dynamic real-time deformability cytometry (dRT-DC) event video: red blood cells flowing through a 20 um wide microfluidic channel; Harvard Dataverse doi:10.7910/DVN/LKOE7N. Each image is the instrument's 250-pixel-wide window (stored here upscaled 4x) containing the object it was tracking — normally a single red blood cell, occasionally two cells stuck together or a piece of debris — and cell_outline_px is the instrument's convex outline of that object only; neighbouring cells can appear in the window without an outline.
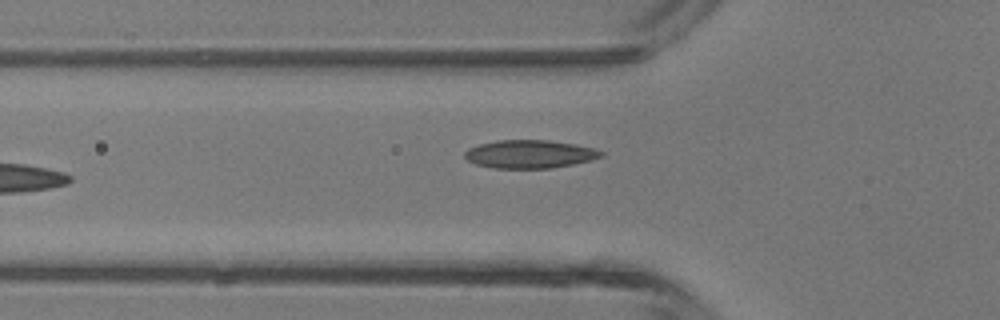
{"species": "common noctule bat (a hibernating species)", "species_latin": "Nyctalus noctula", "temperature_condition": "room temperature", "stored_images_in_passage": 5, "camera_frame_rate_fps": 3000, "um_per_image_px": 0.085, "animal": {"sex": "male", "body_mass_g": 13.3}, "frame": {"image": 1, "passage_image": 5, "time_ms": 4.667, "image_size_px": [1000, 320], "cell_outline_px": [[604, 156], [592, 160], [552, 168], [496, 168], [476, 164], [468, 160], [464, 156], [464, 152], [468, 148], [480, 144], [496, 140], [548, 140], [576, 144], [592, 148], [604, 152]], "centroid_in_image_um": [45.04, 13.09], "position_along_channel_um": 80.8, "area_um2": 22.37}}